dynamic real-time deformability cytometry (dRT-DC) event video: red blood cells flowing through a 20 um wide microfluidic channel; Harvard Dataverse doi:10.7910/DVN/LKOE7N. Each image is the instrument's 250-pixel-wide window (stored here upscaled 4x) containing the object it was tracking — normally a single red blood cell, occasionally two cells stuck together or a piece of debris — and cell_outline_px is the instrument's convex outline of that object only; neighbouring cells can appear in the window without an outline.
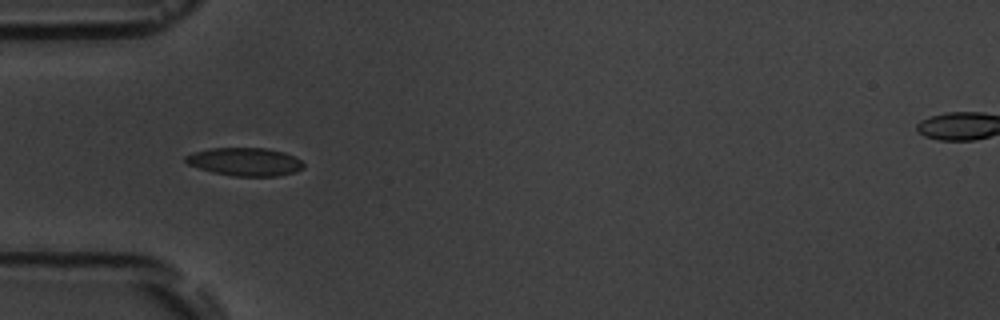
{"species": "common noctule bat (a hibernating species)", "species_latin": "Nyctalus noctula", "temperature_condition": "room temperature", "stored_images_in_passage": 2, "camera_frame_rate_fps": 3000, "um_per_image_px": 0.085, "animal": {"sex": "male", "body_mass_g": 19.5, "forearm_length_mm": 54.6}, "frame": {"image": 1, "passage_image": 1, "time_ms": 0.0, "image_size_px": [1000, 320], "cell_outline_px": [[304, 168], [296, 172], [276, 176], [232, 176], [212, 172], [188, 164], [184, 160], [184, 156], [192, 152], [208, 148], [264, 148], [284, 152], [300, 160], [304, 164]], "centroid_in_image_um": [20.8, 13.75], "position_along_channel_um": 64.2, "area_um2": 19.36}}
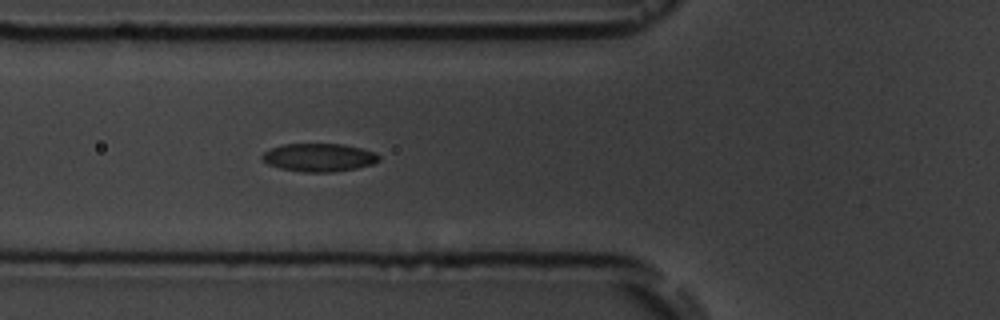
{"frame": {"image": 2, "passage_image": 2, "time_ms": 1.0, "image_size_px": [1000, 320], "cell_outline_px": [[380, 160], [372, 164], [356, 168], [332, 172], [304, 172], [280, 168], [268, 164], [260, 156], [264, 152], [272, 148], [284, 144], [344, 144], [376, 152], [380, 156]], "centroid_in_image_um": [27.13, 13.38], "position_along_channel_um": 98.7, "area_um2": 19.07}}